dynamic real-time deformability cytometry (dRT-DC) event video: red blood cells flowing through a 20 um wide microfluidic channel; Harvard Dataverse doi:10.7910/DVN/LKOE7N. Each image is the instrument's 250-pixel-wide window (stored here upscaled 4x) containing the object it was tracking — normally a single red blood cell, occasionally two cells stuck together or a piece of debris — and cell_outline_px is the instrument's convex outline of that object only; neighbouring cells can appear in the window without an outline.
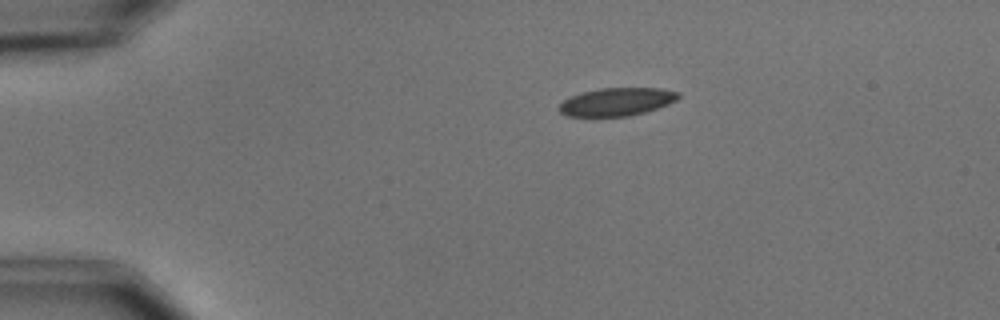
{"species": "common noctule bat (a hibernating species)", "species_latin": "Nyctalus noctula", "temperature_condition": "cold", "stored_images_in_passage": 5, "camera_frame_rate_fps": 3000, "um_per_image_px": 0.085, "animal": {"sex": "male", "body_mass_g": 15.6}, "frame": {"image": 1, "passage_image": 1, "time_ms": 0.0, "image_size_px": [1000, 320], "cell_outline_px": [[680, 96], [676, 100], [668, 104], [644, 112], [628, 116], [568, 116], [560, 112], [556, 108], [564, 100], [580, 92], [600, 88], [660, 88], [680, 92]], "centroid_in_image_um": [52.41, 8.64], "position_along_channel_um": 32.6, "area_um2": 19.42}}
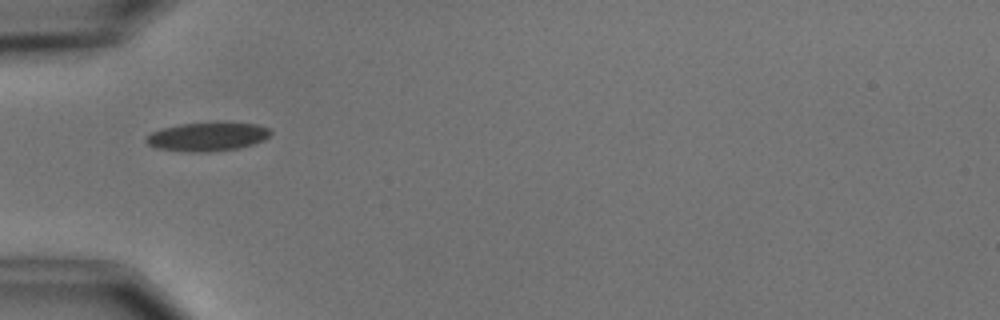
{"frame": {"image": 2, "passage_image": 3, "time_ms": 2.333, "image_size_px": [1000, 320], "cell_outline_px": [[272, 132], [264, 140], [252, 144], [236, 148], [208, 152], [188, 152], [156, 148], [148, 144], [144, 140], [144, 136], [160, 128], [180, 124], [212, 120], [216, 120], [256, 124], [268, 128]], "centroid_in_image_um": [17.59, 11.58], "position_along_channel_um": 67.4, "area_um2": 21.5}}